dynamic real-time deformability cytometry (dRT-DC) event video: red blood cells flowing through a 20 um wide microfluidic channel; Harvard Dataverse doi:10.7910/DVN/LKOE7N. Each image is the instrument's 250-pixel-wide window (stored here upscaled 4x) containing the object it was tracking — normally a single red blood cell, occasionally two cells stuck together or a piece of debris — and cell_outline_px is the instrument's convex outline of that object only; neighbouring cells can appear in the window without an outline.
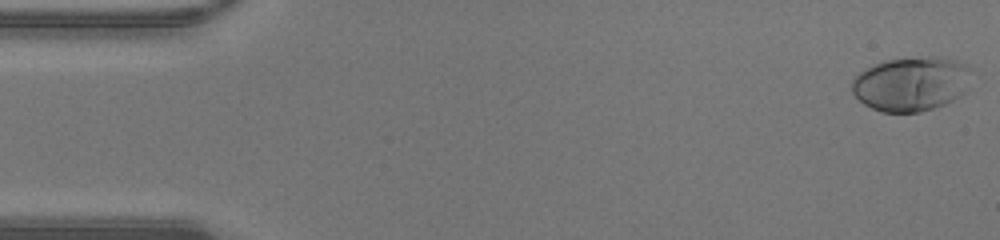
{"species": "human", "species_latin": "Homo sapiens", "temperature_condition": "warm", "stored_images_in_passage": 47, "camera_frame_rate_fps": 3000, "um_per_image_px": 0.085, "donor": {"sex": "male"}, "frame": {"image": 1, "passage_image": 1, "time_ms": 0.0, "image_size_px": [1000, 240], "cell_outline_px": [[972, 68], [968, 88], [960, 96], [944, 104], [920, 112], [880, 112], [864, 104], [852, 92], [852, 80], [860, 72], [872, 64], [884, 60], [932, 56], [936, 56], [956, 60]], "centroid_in_image_um": [77.46, 7.12], "position_along_channel_um": 7.5, "area_um2": 38.03}}
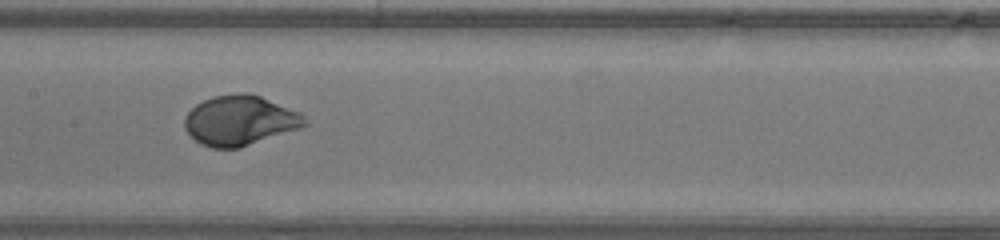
{"frame": {"image": 2, "passage_image": 23, "time_ms": 7.333, "image_size_px": [1000, 240], "cell_outline_px": [[308, 124], [300, 128], [240, 148], [212, 148], [200, 144], [184, 128], [184, 116], [196, 104], [212, 96], [240, 92], [260, 96], [300, 112], [304, 116]], "centroid_in_image_um": [20.38, 10.24], "position_along_channel_um": 187.0, "area_um2": 34.91}}
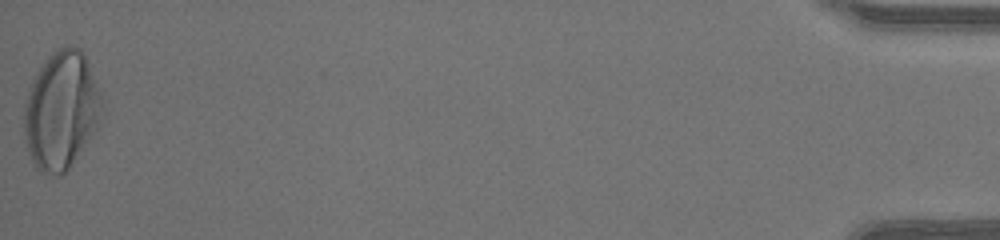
{"frame": {"image": 3, "passage_image": 47, "time_ms": 15.333, "image_size_px": [1000, 240], "cell_outline_px": [[104, 108], [100, 120], [96, 128], [68, 168], [60, 176], [56, 176], [40, 172], [36, 168], [28, 152], [24, 140], [24, 104], [32, 80], [48, 56], [56, 48], [68, 44], [72, 44], [80, 48], [84, 52], [104, 96]], "centroid_in_image_um": [5.23, 9.33], "position_along_channel_um": 430.0, "area_um2": 54.1}, "authors_computed_cell_mechanics": {"area_um2": 35.3158, "velocity_mm_per_s": 4.3864, "shape_relaxation_time_tau1_ms": 2.228, "shape_relaxation_time_tau2_ms": null, "deformation_change_tau1": 0.189, "deformation_change_tau2": null}}